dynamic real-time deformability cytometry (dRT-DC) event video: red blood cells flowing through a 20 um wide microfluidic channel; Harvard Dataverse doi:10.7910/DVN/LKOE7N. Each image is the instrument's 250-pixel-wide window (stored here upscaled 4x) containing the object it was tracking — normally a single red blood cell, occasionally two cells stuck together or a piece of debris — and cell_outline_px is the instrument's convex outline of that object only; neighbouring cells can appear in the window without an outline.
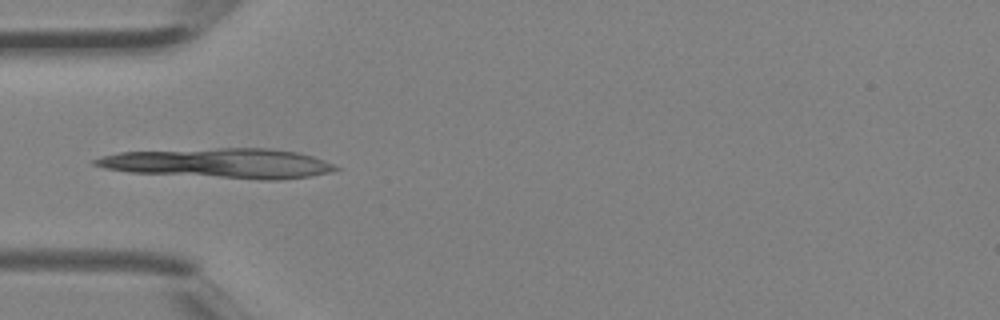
{"species": "Egyptian fruit bat (a non-hibernating species)", "species_latin": "Rousettus aegyptiacus", "temperature_condition": "room temperature", "stored_images_in_passage": 1, "camera_frame_rate_fps": 3000, "um_per_image_px": 0.085, "animal": {"sex": "female"}, "frame": {"image": 1, "passage_image": 1, "time_ms": 0.0, "image_size_px": [1000, 320], "cell_outline_px": [[340, 168], [328, 172], [308, 176], [276, 180], [260, 180], [128, 172], [104, 168], [92, 164], [92, 160], [100, 156], [120, 152], [220, 148], [272, 148], [296, 152], [312, 156], [324, 160]], "centroid_in_image_um": [18.6, 13.88], "position_along_channel_um": 66.4, "area_um2": 41.73}}